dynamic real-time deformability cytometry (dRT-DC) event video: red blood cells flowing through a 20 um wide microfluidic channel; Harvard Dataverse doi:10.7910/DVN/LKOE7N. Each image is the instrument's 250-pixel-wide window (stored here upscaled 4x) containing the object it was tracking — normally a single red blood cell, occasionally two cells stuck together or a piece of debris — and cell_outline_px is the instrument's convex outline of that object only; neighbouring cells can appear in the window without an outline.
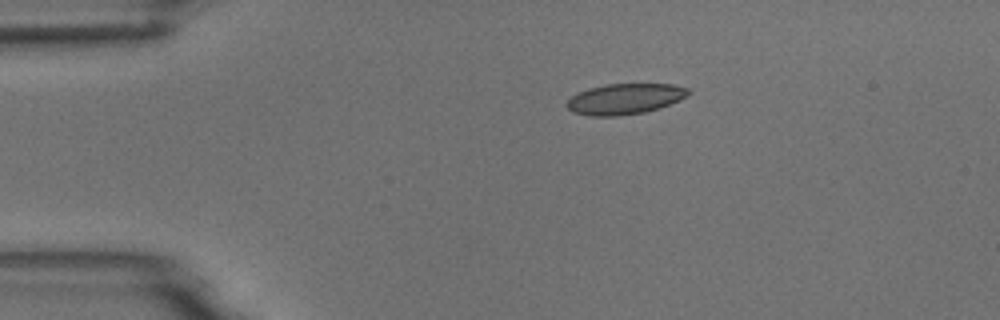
{"species": "common noctule bat (a hibernating species)", "species_latin": "Nyctalus noctula", "temperature_condition": "room temperature", "stored_images_in_passage": 5, "camera_frame_rate_fps": 3000, "um_per_image_px": 0.085, "animal": {"sex": "male", "body_mass_g": 18.8}, "frame": {"image": 1, "passage_image": 5, "time_ms": 4.667, "image_size_px": [1000, 320], "cell_outline_px": [[692, 92], [688, 96], [680, 100], [660, 108], [644, 112], [616, 116], [592, 116], [572, 112], [564, 104], [576, 92], [588, 88], [608, 84], [672, 84], [688, 88]], "centroid_in_image_um": [53.11, 8.4], "position_along_channel_um": 31.9, "area_um2": 21.91}}